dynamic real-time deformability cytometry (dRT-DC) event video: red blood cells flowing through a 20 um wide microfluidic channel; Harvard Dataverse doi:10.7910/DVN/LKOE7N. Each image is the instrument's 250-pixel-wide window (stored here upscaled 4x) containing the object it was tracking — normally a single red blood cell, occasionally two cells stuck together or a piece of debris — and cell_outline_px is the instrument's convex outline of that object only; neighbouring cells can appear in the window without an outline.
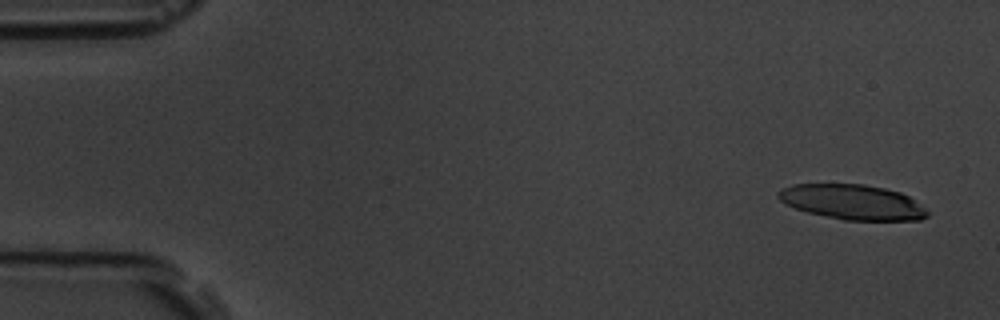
{"species": "common noctule bat (a hibernating species)", "species_latin": "Nyctalus noctula", "temperature_condition": "room temperature", "stored_images_in_passage": 5, "camera_frame_rate_fps": 3000, "um_per_image_px": 0.085, "animal": {"sex": "male", "body_mass_g": 19.5, "forearm_length_mm": 54.6}, "frame": {"image": 1, "passage_image": 1, "time_ms": 0.0, "image_size_px": [1000, 320], "cell_outline_px": [[928, 216], [920, 220], [844, 220], [808, 212], [784, 204], [776, 196], [776, 192], [792, 184], [864, 184], [884, 188], [900, 192], [908, 196], [924, 208], [928, 212]], "centroid_in_image_um": [72.43, 17.17], "position_along_channel_um": 12.6, "area_um2": 30.29}}